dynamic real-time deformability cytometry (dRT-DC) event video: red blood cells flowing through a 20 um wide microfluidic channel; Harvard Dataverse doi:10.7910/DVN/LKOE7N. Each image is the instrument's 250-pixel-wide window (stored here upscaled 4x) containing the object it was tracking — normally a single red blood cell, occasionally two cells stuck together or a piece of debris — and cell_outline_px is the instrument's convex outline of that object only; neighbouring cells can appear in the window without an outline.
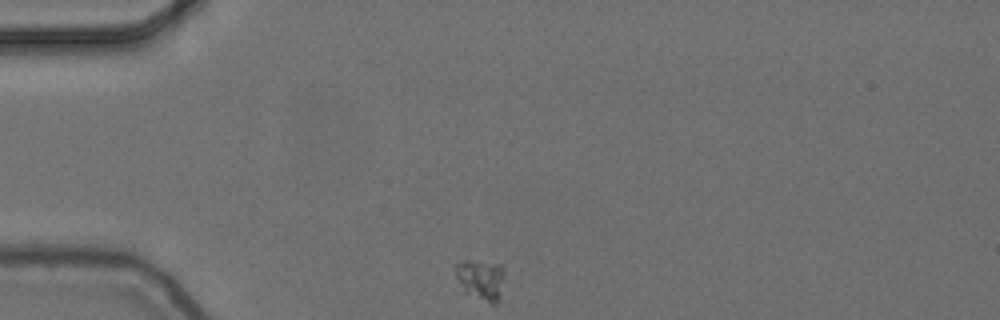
{"species": "common noctule bat (a hibernating species)", "species_latin": "Nyctalus noctula", "temperature_condition": "cold", "stored_images_in_passage": 3, "camera_frame_rate_fps": 3000, "um_per_image_px": 0.085, "animal": {"sex": "female", "body_mass_g": 24.6, "forearm_length_mm": 56.2}, "frame": {"image": 1, "passage_image": 1, "time_ms": 0.0, "image_size_px": [1000, 320], "cell_outline_px": [[504, 276], [496, 304], [488, 304], [464, 292], [456, 276], [456, 264], [464, 260], [472, 260], [504, 264]], "centroid_in_image_um": [40.88, 23.75], "position_along_channel_um": 44.1, "area_um2": 11.68}}
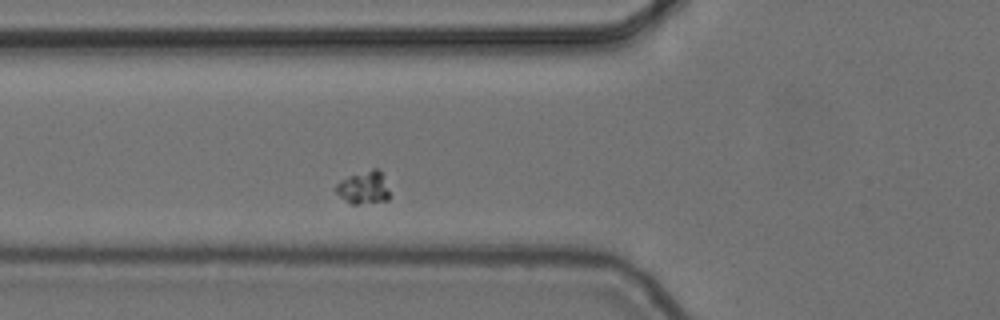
{"frame": {"image": 2, "passage_image": 3, "time_ms": 0.667, "image_size_px": [1000, 320], "cell_outline_px": [[388, 200], [356, 204], [352, 204], [344, 200], [336, 192], [336, 184], [340, 180], [348, 176], [372, 168], [380, 168], [388, 192]], "centroid_in_image_um": [30.88, 15.92], "position_along_channel_um": 94.9, "area_um2": 10.12}}